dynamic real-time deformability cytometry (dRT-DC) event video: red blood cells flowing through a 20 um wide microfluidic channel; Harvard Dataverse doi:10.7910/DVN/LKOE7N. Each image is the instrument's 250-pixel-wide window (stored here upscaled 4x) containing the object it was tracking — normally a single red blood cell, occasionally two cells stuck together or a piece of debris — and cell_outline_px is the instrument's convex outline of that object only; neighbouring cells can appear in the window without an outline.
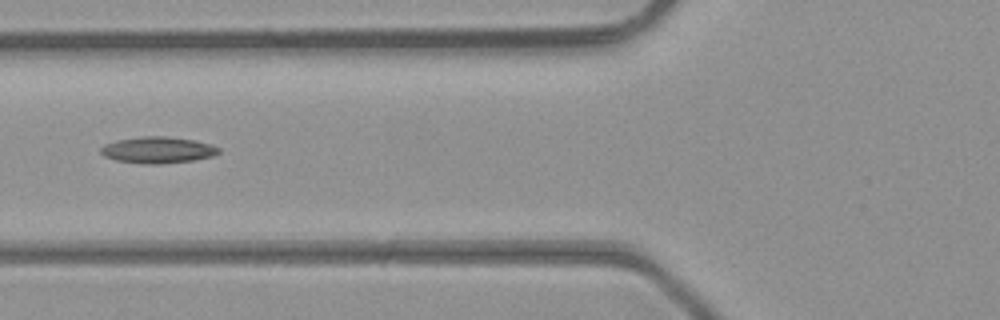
{"species": "common noctule bat (a hibernating species)", "species_latin": "Nyctalus noctula", "temperature_condition": "room temperature", "stored_images_in_passage": 6, "camera_frame_rate_fps": 3000, "um_per_image_px": 0.085, "animal": {"sex": "male", "body_mass_g": 23.1, "forearm_length_mm": 52.7}, "frame": {"image": 1, "passage_image": 6, "time_ms": 1.667, "image_size_px": [1000, 320], "cell_outline_px": [[220, 152], [212, 156], [196, 160], [160, 164], [144, 164], [116, 160], [104, 156], [100, 152], [100, 148], [104, 144], [116, 140], [144, 136], [164, 136], [196, 140], [212, 144], [220, 148]], "centroid_in_image_um": [13.43, 12.75], "position_along_channel_um": 112.4, "area_um2": 18.32}}